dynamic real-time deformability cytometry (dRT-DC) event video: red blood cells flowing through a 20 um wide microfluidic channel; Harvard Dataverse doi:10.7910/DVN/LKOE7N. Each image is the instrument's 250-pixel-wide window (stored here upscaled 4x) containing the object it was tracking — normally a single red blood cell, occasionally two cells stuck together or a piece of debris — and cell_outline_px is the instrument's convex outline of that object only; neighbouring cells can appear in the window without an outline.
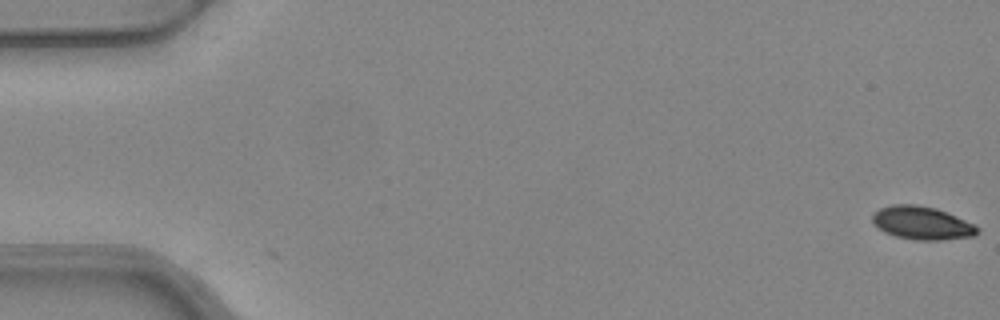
{"species": "common noctule bat (a hibernating species)", "species_latin": "Nyctalus noctula", "temperature_condition": "warm", "stored_images_in_passage": 6, "camera_frame_rate_fps": 3000, "um_per_image_px": 0.085, "animal": {"sex": "female", "body_mass_g": 24.6, "forearm_length_mm": 56.2}, "frame": {"image": 1, "passage_image": 1, "time_ms": 0.0, "image_size_px": [1000, 320], "cell_outline_px": [[980, 232], [976, 236], [940, 240], [916, 240], [896, 236], [884, 232], [872, 220], [872, 216], [880, 208], [892, 204], [916, 204], [936, 208], [976, 224], [980, 228]], "centroid_in_image_um": [78.43, 18.95], "position_along_channel_um": 6.6, "area_um2": 20.35}}
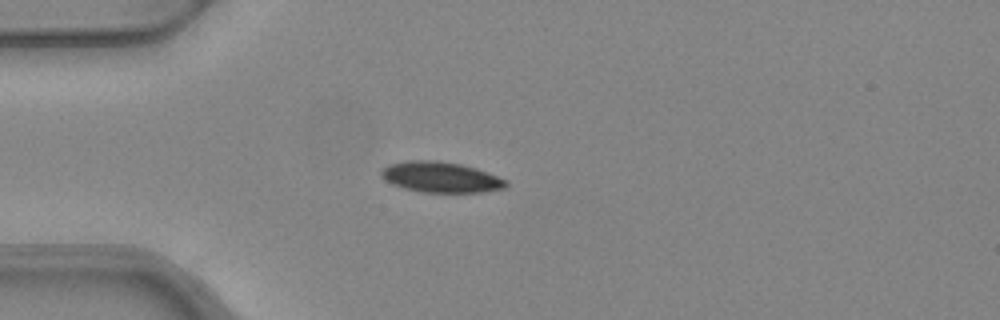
{"frame": {"image": 2, "passage_image": 5, "time_ms": 1.333, "image_size_px": [1000, 320], "cell_outline_px": [[508, 184], [504, 188], [484, 192], [420, 192], [404, 188], [392, 184], [384, 180], [380, 176], [380, 172], [388, 164], [408, 160], [436, 160], [460, 164], [476, 168], [508, 180]], "centroid_in_image_um": [37.45, 15.05], "position_along_channel_um": 47.6, "area_um2": 22.37}}